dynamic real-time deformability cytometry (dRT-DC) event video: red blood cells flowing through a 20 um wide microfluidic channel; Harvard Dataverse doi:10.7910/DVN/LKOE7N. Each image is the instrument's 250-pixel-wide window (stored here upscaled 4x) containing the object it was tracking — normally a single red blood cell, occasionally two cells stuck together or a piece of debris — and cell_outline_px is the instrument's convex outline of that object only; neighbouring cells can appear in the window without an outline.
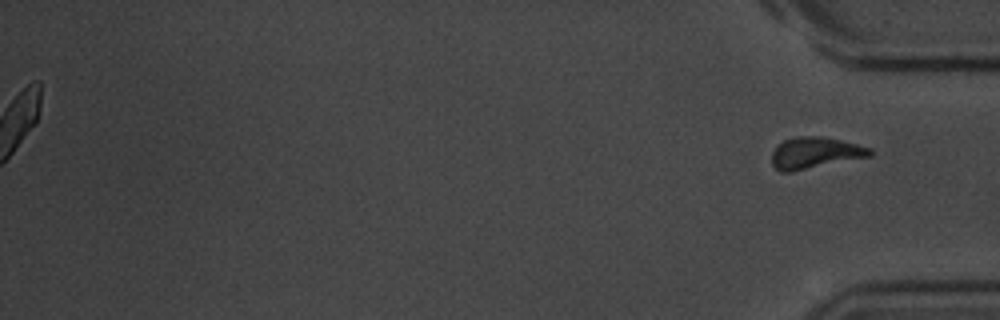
{"species": "common noctule bat (a hibernating species)", "species_latin": "Nyctalus noctula", "temperature_condition": "room temperature", "stored_images_in_passage": 55, "segment_of_instrument_passage": [2, 2], "camera_frame_rate_fps": 3000, "um_per_image_px": 0.085, "animal": {"sex": "male", "body_mass_g": 20.1, "forearm_length_mm": 53.5}, "frame": {"image": 1, "passage_image": 55, "time_ms": 18.0, "image_size_px": [1000, 320], "cell_outline_px": [[872, 156], [792, 172], [780, 172], [772, 164], [772, 152], [784, 140], [792, 136], [824, 136], [872, 148]], "centroid_in_image_um": [69.29, 12.99], "position_along_channel_um": 365.9, "area_um2": 18.09}}